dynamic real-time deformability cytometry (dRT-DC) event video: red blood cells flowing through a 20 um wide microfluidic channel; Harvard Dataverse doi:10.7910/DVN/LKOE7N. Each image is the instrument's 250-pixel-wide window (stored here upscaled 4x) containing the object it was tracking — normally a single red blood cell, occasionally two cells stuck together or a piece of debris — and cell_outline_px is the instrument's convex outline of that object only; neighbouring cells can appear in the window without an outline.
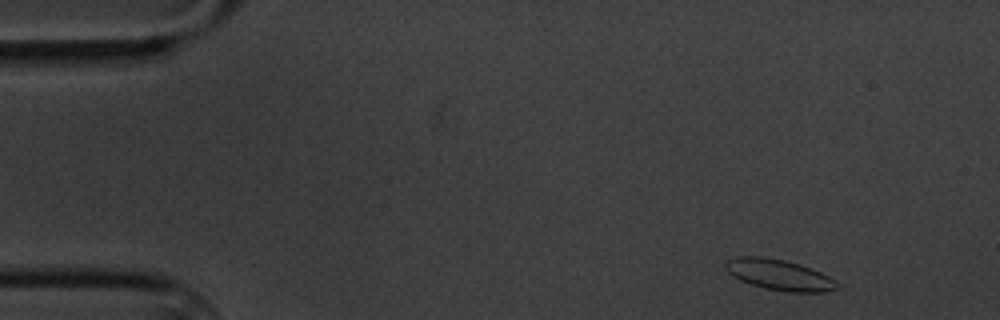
{"species": "common noctule bat (a hibernating species)", "species_latin": "Nyctalus noctula", "temperature_condition": "cold", "stored_images_in_passage": 5, "camera_frame_rate_fps": 3000, "um_per_image_px": 0.085, "animal": {"sex": "male", "body_mass_g": 20.1, "forearm_length_mm": 53.5}, "frame": {"image": 1, "passage_image": 1, "time_ms": 0.0, "image_size_px": [1000, 320], "cell_outline_px": [[844, 288], [824, 292], [788, 292], [764, 288], [740, 280], [732, 276], [728, 272], [724, 264], [728, 260], [736, 256], [764, 256], [784, 260], [800, 264], [820, 272], [836, 280]], "centroid_in_image_um": [66.28, 23.36], "position_along_channel_um": 18.7, "area_um2": 20.23}}